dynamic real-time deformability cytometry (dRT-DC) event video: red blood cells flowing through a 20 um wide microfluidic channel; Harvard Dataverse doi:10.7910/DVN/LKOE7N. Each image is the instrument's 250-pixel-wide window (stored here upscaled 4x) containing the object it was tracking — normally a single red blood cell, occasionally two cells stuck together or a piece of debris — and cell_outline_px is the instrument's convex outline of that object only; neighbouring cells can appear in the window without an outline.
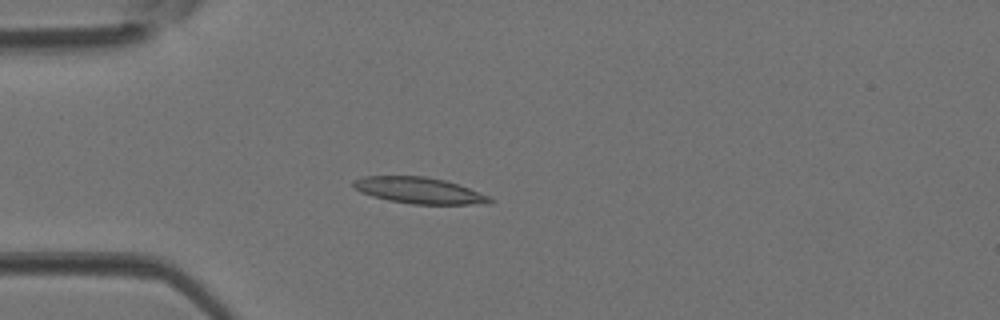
{"species": "Egyptian fruit bat (a non-hibernating species)", "species_latin": "Rousettus aegyptiacus", "temperature_condition": "room temperature", "stored_images_in_passage": 2, "camera_frame_rate_fps": 3000, "um_per_image_px": 0.085, "animal": {"sex": "female"}, "frame": {"image": 1, "passage_image": 2, "time_ms": 0.333, "image_size_px": [1000, 320], "cell_outline_px": [[492, 204], [412, 204], [388, 200], [372, 196], [360, 192], [352, 184], [352, 180], [364, 176], [424, 176], [444, 180], [468, 188], [488, 196], [492, 200]], "centroid_in_image_um": [35.59, 16.19], "position_along_channel_um": 49.4, "area_um2": 20.69}}